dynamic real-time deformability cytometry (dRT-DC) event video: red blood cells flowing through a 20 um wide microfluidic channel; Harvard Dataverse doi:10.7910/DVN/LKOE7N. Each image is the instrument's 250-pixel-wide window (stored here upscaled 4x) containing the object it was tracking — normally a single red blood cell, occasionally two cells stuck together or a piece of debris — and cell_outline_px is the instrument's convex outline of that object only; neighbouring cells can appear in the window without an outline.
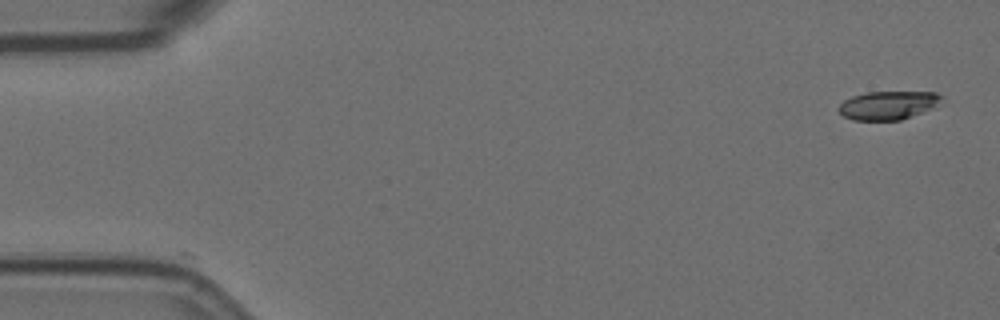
{"species": "Egyptian fruit bat (a non-hibernating species)", "species_latin": "Rousettus aegyptiacus", "temperature_condition": "room temperature", "stored_images_in_passage": 12, "camera_frame_rate_fps": 3000, "um_per_image_px": 0.085, "animal": {"sex": "female"}, "frame": {"image": 1, "passage_image": 1, "time_ms": 0.0, "image_size_px": [1000, 320], "cell_outline_px": [[944, 104], [900, 120], [852, 120], [844, 116], [836, 108], [844, 100], [852, 96], [868, 92], [936, 92], [944, 96]], "centroid_in_image_um": [75.55, 8.94], "position_along_channel_um": 9.4, "area_um2": 17.34}}